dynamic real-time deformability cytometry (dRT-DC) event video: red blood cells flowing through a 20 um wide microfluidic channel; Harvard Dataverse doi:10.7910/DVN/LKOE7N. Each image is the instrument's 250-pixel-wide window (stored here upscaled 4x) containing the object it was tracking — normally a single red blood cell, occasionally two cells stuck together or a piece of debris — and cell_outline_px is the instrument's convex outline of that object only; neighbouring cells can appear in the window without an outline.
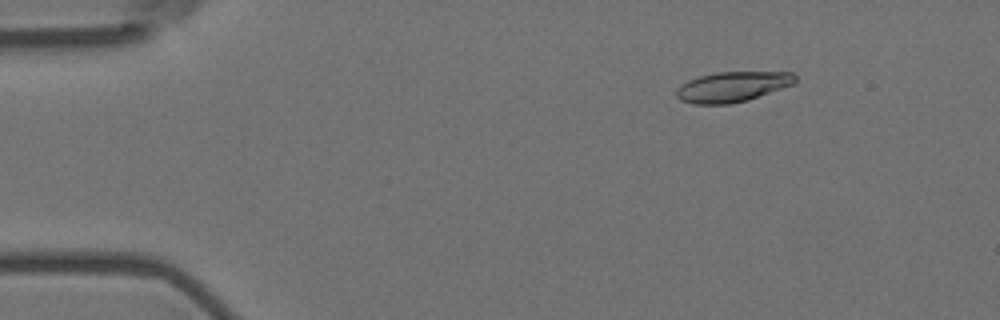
{"species": "Egyptian fruit bat (a non-hibernating species)", "species_latin": "Rousettus aegyptiacus", "temperature_condition": "room temperature", "stored_images_in_passage": 55, "camera_frame_rate_fps": 3000, "um_per_image_px": 0.085, "animal": {"sex": "female"}, "frame": {"image": 1, "passage_image": 8, "time_ms": 2.333, "image_size_px": [1000, 320], "cell_outline_px": [[796, 84], [748, 100], [728, 104], [696, 104], [680, 100], [676, 96], [676, 88], [680, 84], [688, 80], [700, 76], [716, 72], [792, 72], [796, 76]], "centroid_in_image_um": [62.27, 7.37], "position_along_channel_um": 22.7, "area_um2": 21.1}}
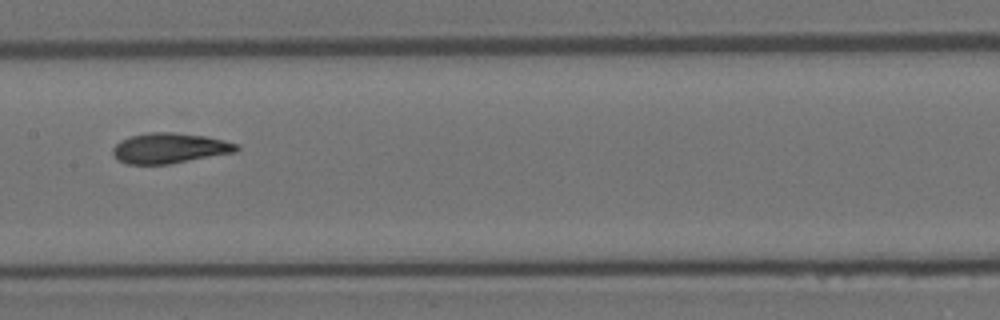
{"frame": {"image": 2, "passage_image": 28, "time_ms": 9.0, "image_size_px": [1000, 320], "cell_outline_px": [[240, 148], [236, 152], [168, 164], [128, 164], [120, 160], [112, 152], [112, 148], [120, 140], [132, 136], [148, 132], [172, 132], [204, 136], [224, 140], [236, 144]], "centroid_in_image_um": [14.42, 12.59], "position_along_channel_um": 193.0, "area_um2": 21.62}}
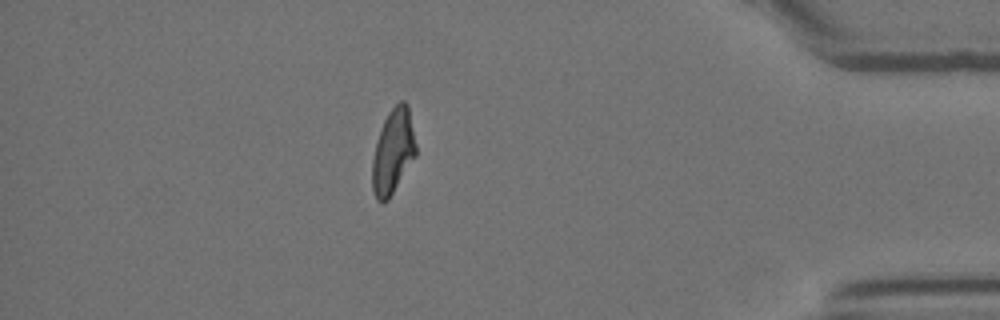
{"frame": {"image": 3, "passage_image": 48, "time_ms": 15.667, "image_size_px": [1000, 320], "cell_outline_px": [[416, 156], [388, 200], [384, 204], [380, 204], [376, 200], [372, 188], [372, 160], [380, 128], [388, 112], [400, 100], [404, 100], [408, 104], [416, 144]], "centroid_in_image_um": [33.4, 12.89], "position_along_channel_um": 401.8, "area_um2": 21.73}, "authors_computed_cell_mechanics": {"area_um2": 21.386, "velocity_mm_per_s": 3.7489, "shape_relaxation_time_tau1_ms": 5.8649, "shape_relaxation_time_tau2_ms": 2.0179, "deformation_change_tau1": 0.2169, "deformation_change_tau2": 0.0794}}